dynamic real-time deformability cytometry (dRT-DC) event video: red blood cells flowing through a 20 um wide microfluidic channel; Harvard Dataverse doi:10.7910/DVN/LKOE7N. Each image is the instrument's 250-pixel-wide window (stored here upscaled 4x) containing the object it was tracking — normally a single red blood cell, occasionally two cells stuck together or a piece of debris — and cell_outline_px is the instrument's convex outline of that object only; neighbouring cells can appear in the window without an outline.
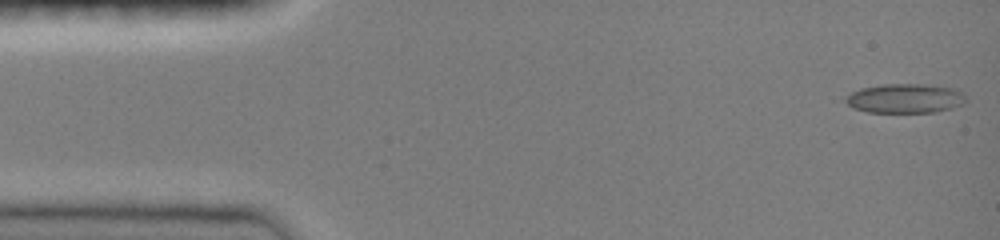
{"species": "common noctule bat (a hibernating species)", "species_latin": "Nyctalus noctula", "temperature_condition": "room temperature", "stored_images_in_passage": 46, "camera_frame_rate_fps": 3000, "um_per_image_px": 0.085, "animal": {"sex": "female", "body_mass_g": 19.0, "forearm_length_mm": 51.5}, "frame": {"image": 1, "passage_image": 1, "time_ms": 0.0, "image_size_px": [1000, 240], "cell_outline_px": [[964, 104], [952, 108], [936, 112], [868, 112], [852, 108], [844, 100], [852, 92], [860, 88], [880, 84], [924, 84], [952, 88], [960, 92], [964, 96]], "centroid_in_image_um": [76.9, 8.36], "position_along_channel_um": 8.1, "area_um2": 20.46}}
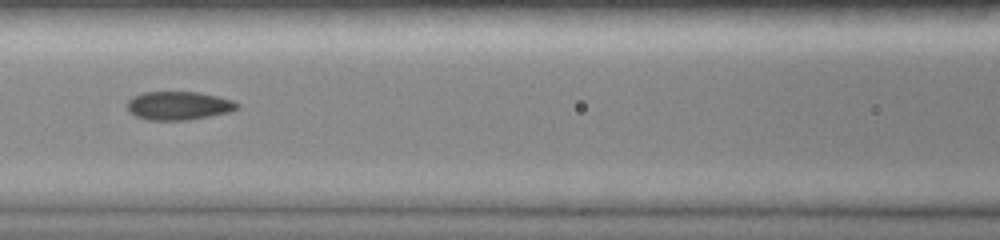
{"frame": {"image": 2, "passage_image": 20, "time_ms": 6.333, "image_size_px": [1000, 240], "cell_outline_px": [[240, 108], [228, 112], [188, 120], [148, 120], [136, 116], [128, 112], [128, 100], [132, 96], [144, 92], [200, 92], [232, 100], [240, 104]], "centroid_in_image_um": [15.17, 8.98], "position_along_channel_um": 151.4, "area_um2": 18.26}}
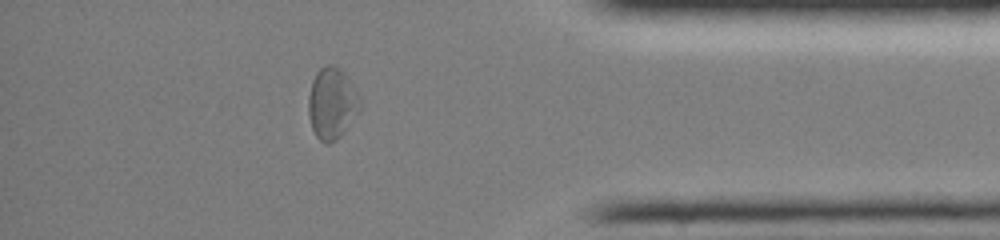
{"frame": {"image": 3, "passage_image": 40, "time_ms": 13.0, "image_size_px": [1000, 240], "cell_outline_px": [[364, 104], [336, 140], [328, 144], [324, 144], [316, 136], [312, 128], [308, 116], [308, 96], [312, 80], [316, 72], [320, 68], [328, 64], [332, 64], [340, 68], [344, 72], [360, 96]], "centroid_in_image_um": [28.21, 8.76], "position_along_channel_um": 407.0, "area_um2": 21.62}, "authors_computed_cell_mechanics": {"area_um2": 18.9584, "velocity_mm_per_s": 4.0652, "shape_relaxation_time_tau1_ms": null, "shape_relaxation_time_tau2_ms": 1.7796, "deformation_change_tau1": null, "deformation_change_tau2": 0.0653}}